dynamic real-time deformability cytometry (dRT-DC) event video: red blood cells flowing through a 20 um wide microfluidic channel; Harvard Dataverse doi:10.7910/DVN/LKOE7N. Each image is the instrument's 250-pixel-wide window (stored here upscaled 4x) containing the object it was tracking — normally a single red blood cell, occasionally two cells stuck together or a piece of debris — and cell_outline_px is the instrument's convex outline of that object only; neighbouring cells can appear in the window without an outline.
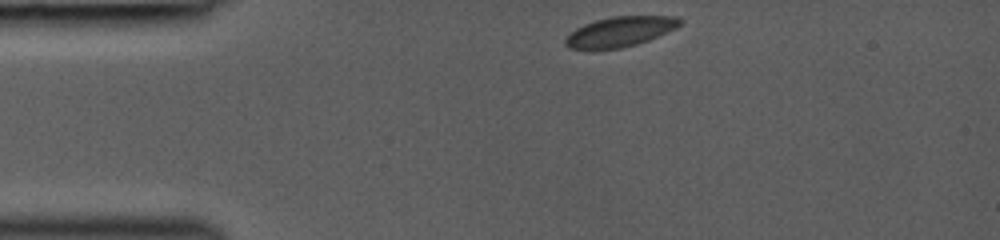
{"species": "common noctule bat (a hibernating species)", "species_latin": "Nyctalus noctula", "temperature_condition": "room temperature", "stored_images_in_passage": 12, "camera_frame_rate_fps": 3000, "um_per_image_px": 0.085, "animal": {"sex": "female", "body_mass_g": 19.0, "forearm_length_mm": 53.3}, "frame": {"image": 1, "passage_image": 1, "time_ms": 0.0, "image_size_px": [1000, 240], "cell_outline_px": [[684, 20], [676, 28], [648, 40], [636, 44], [620, 48], [568, 48], [564, 44], [564, 40], [576, 28], [584, 24], [596, 20], [612, 16], [676, 16]], "centroid_in_image_um": [52.73, 2.67], "position_along_channel_um": 32.3, "area_um2": 19.71}}
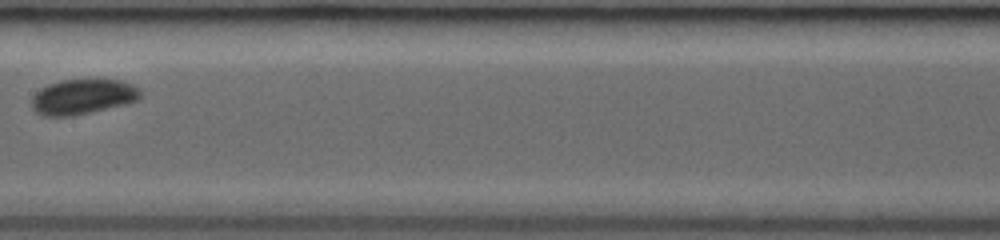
{"frame": {"image": 2, "passage_image": 6, "time_ms": 5.0, "image_size_px": [1000, 240], "cell_outline_px": [[140, 96], [136, 100], [124, 104], [72, 116], [44, 116], [36, 112], [32, 108], [32, 96], [40, 88], [48, 84], [60, 80], [120, 80], [132, 84], [140, 88]], "centroid_in_image_um": [6.99, 8.22], "position_along_channel_um": 200.4, "area_um2": 22.08}}
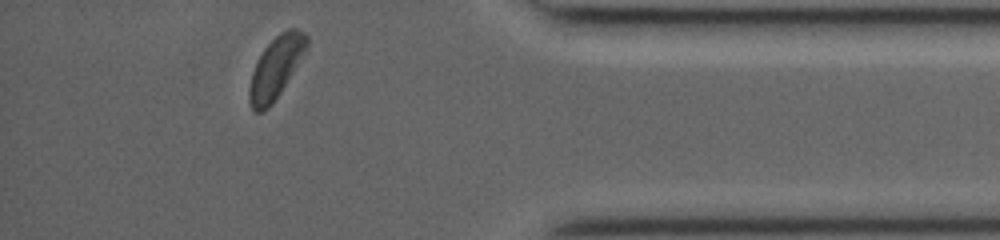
{"frame": {"image": 3, "passage_image": 12, "time_ms": 10.333, "image_size_px": [1000, 240], "cell_outline_px": [[308, 48], [280, 92], [272, 104], [268, 108], [260, 112], [252, 112], [248, 100], [248, 88], [252, 72], [264, 48], [280, 32], [288, 28], [296, 28], [304, 32], [308, 36]], "centroid_in_image_um": [23.44, 5.75], "position_along_channel_um": 411.8, "area_um2": 20.58}}